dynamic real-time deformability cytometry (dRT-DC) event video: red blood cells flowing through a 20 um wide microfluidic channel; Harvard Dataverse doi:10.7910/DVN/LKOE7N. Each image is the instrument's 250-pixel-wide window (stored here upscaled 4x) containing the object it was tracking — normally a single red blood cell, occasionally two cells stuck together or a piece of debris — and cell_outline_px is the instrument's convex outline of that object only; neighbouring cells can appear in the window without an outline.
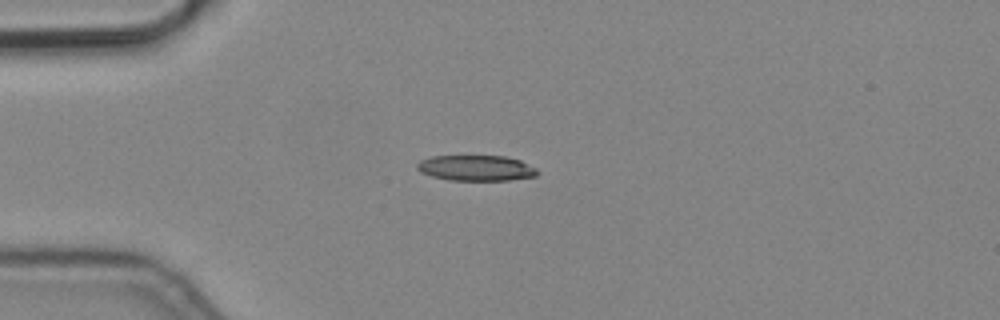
{"species": "common noctule bat (a hibernating species)", "species_latin": "Nyctalus noctula", "temperature_condition": "cold", "stored_images_in_passage": 6, "camera_frame_rate_fps": 3000, "um_per_image_px": 0.085, "animal": {"sex": "male", "body_mass_g": 19.2, "forearm_length_mm": 51.8}, "frame": {"image": 1, "passage_image": 4, "time_ms": 1.0, "image_size_px": [1000, 320], "cell_outline_px": [[540, 172], [536, 176], [508, 180], [448, 180], [432, 176], [420, 172], [416, 168], [416, 164], [420, 160], [432, 156], [504, 156], [520, 160], [536, 168]], "centroid_in_image_um": [40.46, 14.28], "position_along_channel_um": 44.5, "area_um2": 17.98}}
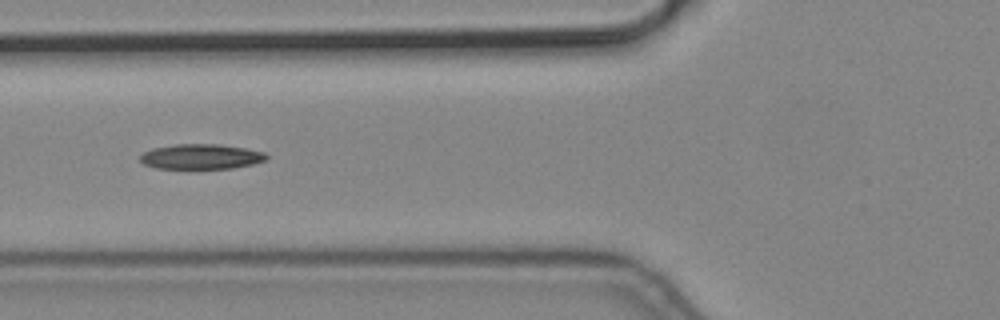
{"frame": {"image": 2, "passage_image": 6, "time_ms": 1.667, "image_size_px": [1000, 320], "cell_outline_px": [[268, 160], [252, 164], [232, 168], [156, 168], [144, 164], [140, 160], [140, 156], [144, 152], [152, 148], [176, 144], [220, 144], [244, 148], [264, 152], [268, 156]], "centroid_in_image_um": [17.1, 13.3], "position_along_channel_um": 108.7, "area_um2": 18.38}}